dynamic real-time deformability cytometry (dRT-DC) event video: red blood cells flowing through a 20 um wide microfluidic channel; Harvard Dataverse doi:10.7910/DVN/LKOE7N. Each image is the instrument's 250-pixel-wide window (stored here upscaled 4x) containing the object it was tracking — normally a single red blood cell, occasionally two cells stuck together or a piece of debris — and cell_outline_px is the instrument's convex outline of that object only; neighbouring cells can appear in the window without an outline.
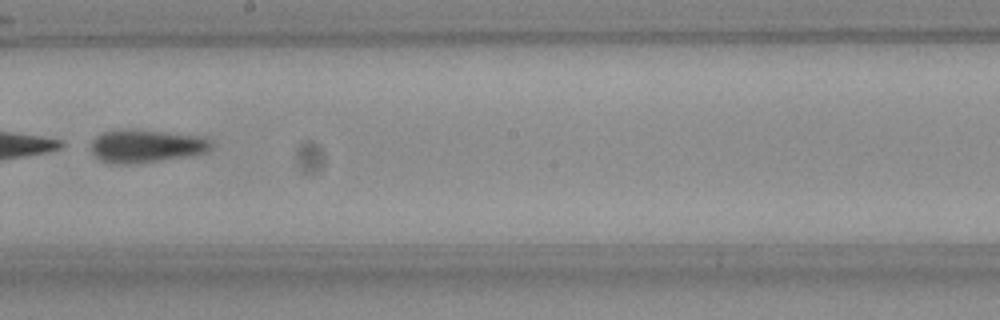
{"species": "Egyptian fruit bat (a non-hibernating species)", "species_latin": "Rousettus aegyptiacus", "temperature_condition": "room temperature", "stored_images_in_passage": 9, "camera_frame_rate_fps": 3000, "um_per_image_px": 0.085, "frame": {"image": 1, "passage_image": 8, "time_ms": 2.333, "image_size_px": [1000, 320], "cell_outline_px": [[212, 148], [208, 152], [192, 156], [124, 164], [112, 164], [100, 160], [92, 152], [92, 140], [100, 132], [120, 128], [132, 128], [204, 136], [212, 140]], "centroid_in_image_um": [12.45, 12.38], "position_along_channel_um": 235.7, "area_um2": 23.64}}
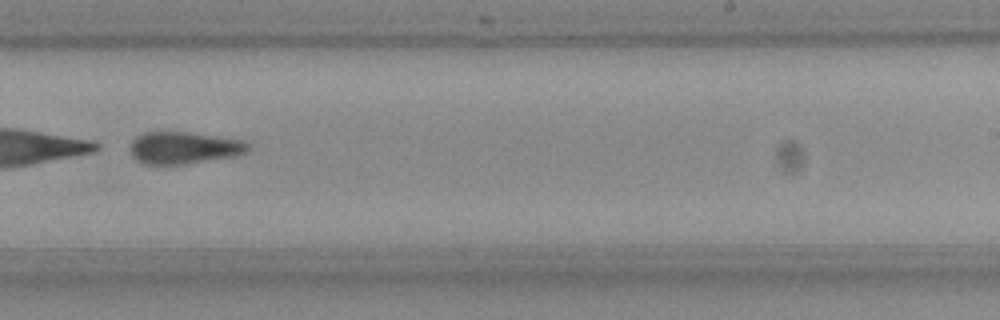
{"frame": {"image": 2, "passage_image": 9, "time_ms": 2.667, "image_size_px": [1000, 320], "cell_outline_px": [[252, 144], [244, 152], [236, 156], [184, 164], [144, 164], [136, 160], [132, 156], [132, 140], [136, 136], [144, 132], [188, 132], [244, 140]], "centroid_in_image_um": [15.65, 12.56], "position_along_channel_um": 273.4, "area_um2": 21.96}}